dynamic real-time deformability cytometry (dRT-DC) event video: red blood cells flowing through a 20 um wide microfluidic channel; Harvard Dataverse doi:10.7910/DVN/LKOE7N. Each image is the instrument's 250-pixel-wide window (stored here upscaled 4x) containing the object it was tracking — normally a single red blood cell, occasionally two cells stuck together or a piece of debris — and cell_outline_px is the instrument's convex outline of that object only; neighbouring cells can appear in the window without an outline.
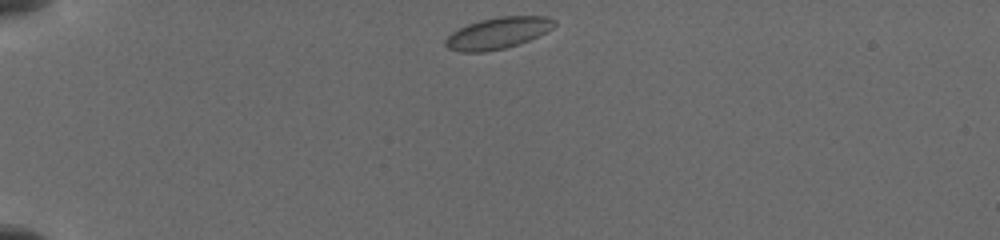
{"species": "common noctule bat (a hibernating species)", "species_latin": "Nyctalus noctula", "temperature_condition": "cold", "stored_images_in_passage": 49, "camera_frame_rate_fps": 3000, "um_per_image_px": 0.085, "animal": {"sex": "female", "body_mass_g": 19.5, "forearm_length_mm": 54.1}, "frame": {"image": 1, "passage_image": 1, "time_ms": 0.0, "image_size_px": [1000, 240], "cell_outline_px": [[556, 24], [552, 28], [520, 44], [504, 48], [484, 52], [460, 52], [448, 48], [444, 44], [444, 40], [452, 32], [468, 24], [480, 20], [500, 16], [544, 16], [556, 20]], "centroid_in_image_um": [42.29, 2.81], "position_along_channel_um": 42.7, "area_um2": 19.83}}
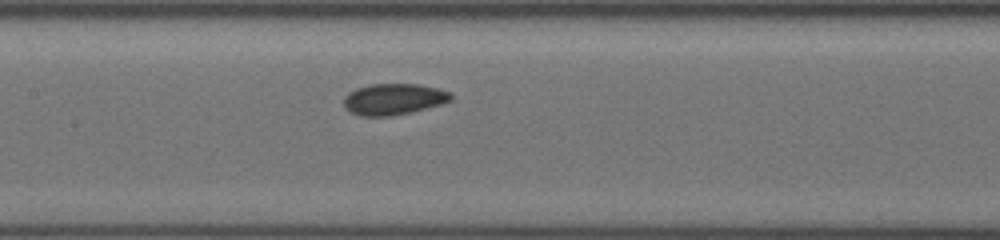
{"frame": {"image": 2, "passage_image": 21, "time_ms": 4.667, "image_size_px": [1000, 240], "cell_outline_px": [[452, 100], [440, 104], [412, 112], [392, 116], [360, 116], [348, 112], [344, 108], [344, 96], [348, 92], [356, 88], [368, 84], [420, 84], [440, 88], [452, 92]], "centroid_in_image_um": [33.44, 8.42], "position_along_channel_um": 174.0, "area_um2": 19.88}}
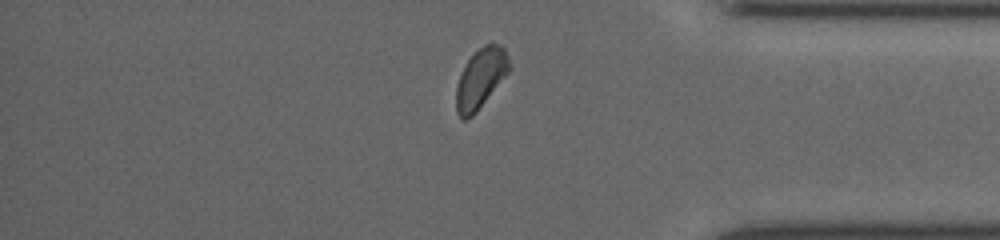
{"frame": {"image": 3, "passage_image": 37, "time_ms": 10.667, "image_size_px": [1000, 240], "cell_outline_px": [[512, 68], [476, 112], [472, 116], [464, 120], [460, 120], [456, 112], [456, 88], [460, 76], [468, 60], [484, 44], [492, 40], [500, 44], [504, 48], [508, 56]], "centroid_in_image_um": [40.88, 6.65], "position_along_channel_um": 394.3, "area_um2": 18.55}}